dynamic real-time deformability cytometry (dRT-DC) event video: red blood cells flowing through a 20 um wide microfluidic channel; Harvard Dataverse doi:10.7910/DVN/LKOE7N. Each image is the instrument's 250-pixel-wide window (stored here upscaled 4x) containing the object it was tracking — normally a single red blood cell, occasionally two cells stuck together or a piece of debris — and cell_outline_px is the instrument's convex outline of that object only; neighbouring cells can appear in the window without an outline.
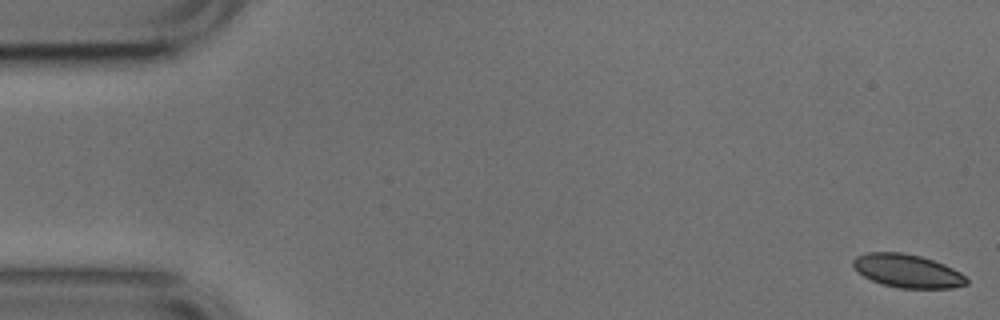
{"species": "common noctule bat (a hibernating species)", "species_latin": "Nyctalus noctula", "temperature_condition": "cold", "stored_images_in_passage": 54, "camera_frame_rate_fps": 3000, "um_per_image_px": 0.085, "animal": {"sex": "male", "body_mass_g": 17.9, "forearm_length_mm": 54.2}, "frame": {"image": 1, "passage_image": 1, "time_ms": 0.0, "image_size_px": [1000, 320], "cell_outline_px": [[968, 284], [952, 288], [900, 288], [880, 284], [856, 272], [852, 264], [852, 260], [856, 256], [868, 252], [904, 252], [920, 256], [944, 264], [960, 272], [968, 280]], "centroid_in_image_um": [77.1, 23.03], "position_along_channel_um": 7.9, "area_um2": 22.14}}
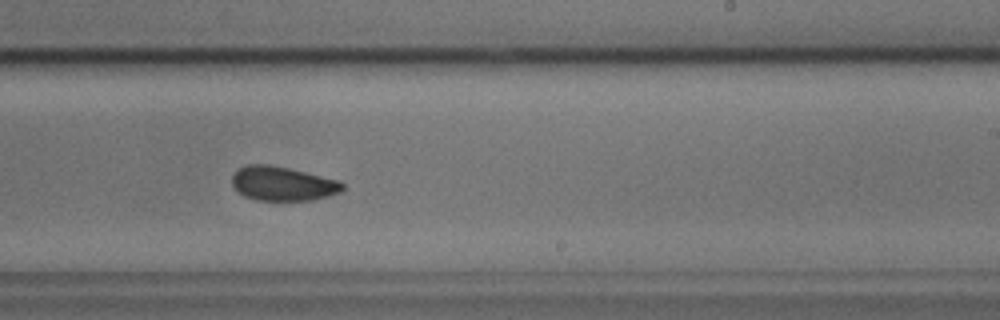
{"frame": {"image": 2, "passage_image": 32, "time_ms": 10.333, "image_size_px": [1000, 320], "cell_outline_px": [[344, 188], [340, 192], [328, 196], [312, 200], [256, 200], [244, 196], [232, 184], [232, 176], [240, 168], [248, 164], [268, 164], [288, 168], [340, 180], [344, 184]], "centroid_in_image_um": [24.05, 15.61], "position_along_channel_um": 264.9, "area_um2": 21.91}}
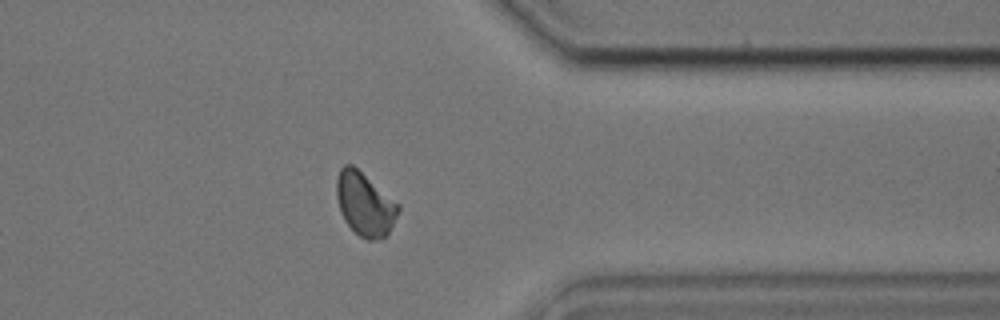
{"frame": {"image": 3, "passage_image": 42, "time_ms": 13.667, "image_size_px": [1000, 320], "cell_outline_px": [[400, 208], [388, 232], [380, 240], [368, 240], [360, 236], [344, 220], [340, 212], [336, 196], [336, 180], [340, 168], [344, 164], [352, 164], [400, 204]], "centroid_in_image_um": [30.99, 17.33], "position_along_channel_um": 380.4, "area_um2": 22.66}, "authors_computed_cell_mechanics": {"area_um2": 22.6287, "velocity_mm_per_s": 3.7474, "shape_relaxation_time_tau1_ms": 2.6458, "shape_relaxation_time_tau2_ms": 1.6563, "deformation_change_tau1": 0.0932, "deformation_change_tau2": 0.0674}}